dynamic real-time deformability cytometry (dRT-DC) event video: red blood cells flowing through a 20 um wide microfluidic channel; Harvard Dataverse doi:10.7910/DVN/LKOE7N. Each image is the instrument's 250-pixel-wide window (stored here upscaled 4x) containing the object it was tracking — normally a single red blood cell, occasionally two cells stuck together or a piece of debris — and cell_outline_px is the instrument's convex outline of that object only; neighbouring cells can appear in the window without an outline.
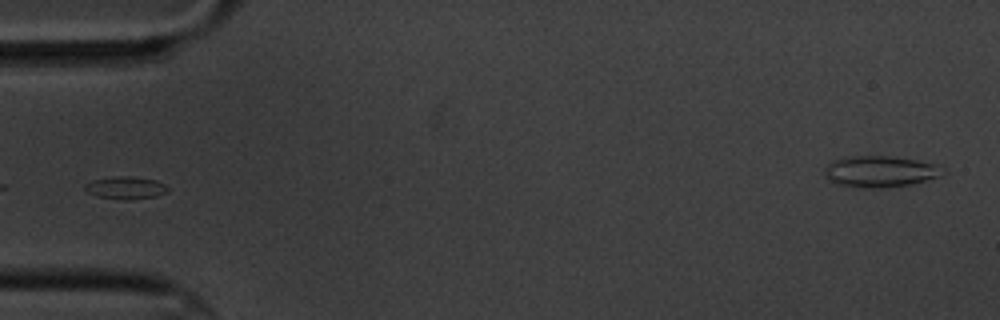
{"species": "common noctule bat (a hibernating species)", "species_latin": "Nyctalus noctula", "temperature_condition": "cold", "stored_images_in_passage": 10, "segment_of_instrument_passage": [2, 2], "camera_frame_rate_fps": 3000, "um_per_image_px": 0.085, "animal": {"sex": "male", "body_mass_g": 20.1, "forearm_length_mm": 53.5}, "frame": {"image": 1, "passage_image": 4, "time_ms": 3.667, "image_size_px": [1000, 320], "cell_outline_px": [[168, 192], [156, 196], [120, 200], [96, 196], [88, 192], [84, 188], [84, 184], [96, 180], [116, 176], [132, 176], [156, 180], [164, 184], [168, 188]], "centroid_in_image_um": [10.69, 15.96], "position_along_channel_um": 74.3, "area_um2": 10.75}}
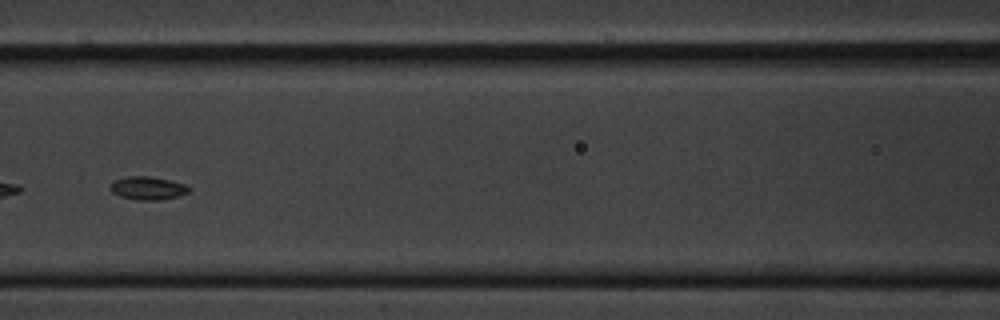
{"frame": {"image": 2, "passage_image": 6, "time_ms": 6.0, "image_size_px": [1000, 320], "cell_outline_px": [[192, 188], [188, 192], [176, 196], [156, 200], [140, 200], [120, 196], [112, 192], [108, 188], [116, 180], [128, 176], [148, 176], [168, 180], [184, 184]], "centroid_in_image_um": [12.55, 15.99], "position_along_channel_um": 154.1, "area_um2": 10.35}}
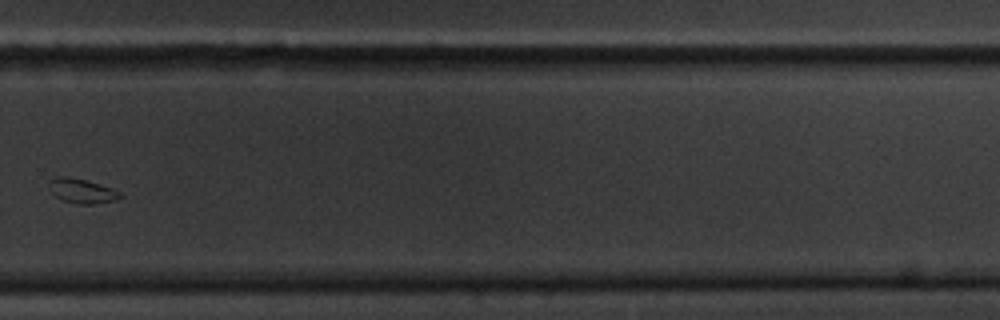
{"frame": {"image": 3, "passage_image": 10, "time_ms": 11.0, "image_size_px": [1000, 320], "cell_outline_px": [[124, 196], [116, 200], [92, 204], [76, 204], [64, 200], [56, 196], [52, 192], [48, 184], [48, 180], [60, 176], [68, 176], [84, 180], [112, 188], [120, 192]], "centroid_in_image_um": [6.97, 16.23], "position_along_channel_um": 322.8, "area_um2": 10.06}}